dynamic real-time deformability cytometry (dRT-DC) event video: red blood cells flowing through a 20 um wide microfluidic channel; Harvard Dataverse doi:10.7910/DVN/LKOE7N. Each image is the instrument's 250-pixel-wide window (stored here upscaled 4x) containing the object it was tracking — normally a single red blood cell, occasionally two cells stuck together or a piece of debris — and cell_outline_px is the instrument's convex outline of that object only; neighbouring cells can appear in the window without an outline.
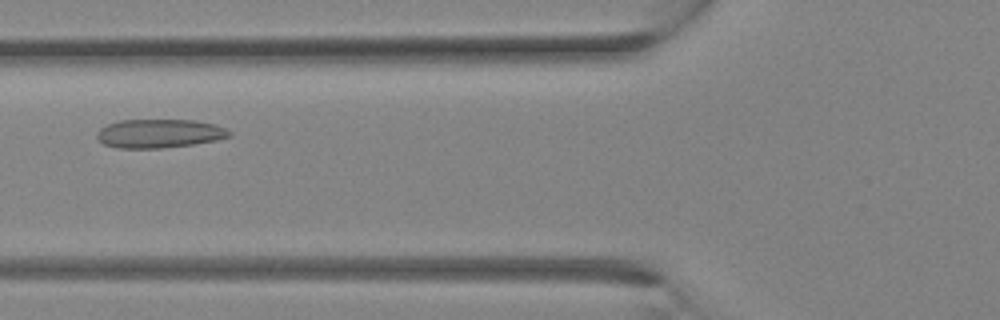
{"species": "Egyptian fruit bat (a non-hibernating species)", "species_latin": "Rousettus aegyptiacus", "temperature_condition": "room temperature", "stored_images_in_passage": 26, "camera_frame_rate_fps": 3000, "um_per_image_px": 0.085, "animal": {"sex": "female"}, "frame": {"image": 1, "passage_image": 6, "time_ms": 1.667, "image_size_px": [1000, 320], "cell_outline_px": [[232, 136], [216, 140], [192, 144], [160, 148], [116, 148], [104, 144], [96, 136], [96, 132], [100, 128], [108, 124], [120, 120], [196, 120], [216, 124], [232, 132]], "centroid_in_image_um": [13.55, 11.34], "position_along_channel_um": 112.3, "area_um2": 22.2}}
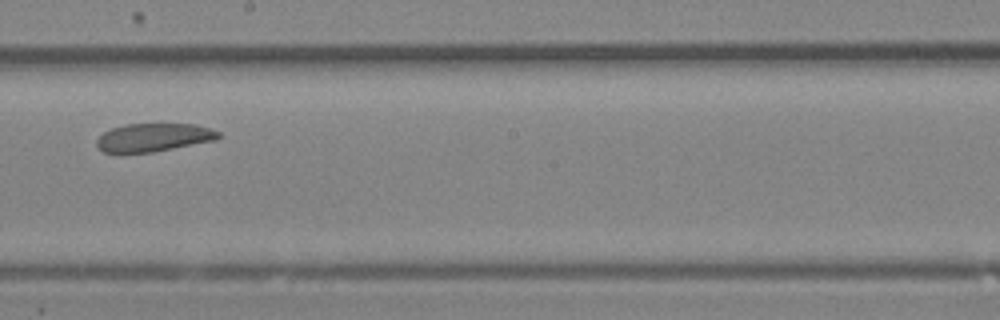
{"frame": {"image": 2, "passage_image": 12, "time_ms": 3.667, "image_size_px": [1000, 320], "cell_outline_px": [[220, 136], [216, 140], [152, 152], [104, 152], [96, 144], [96, 140], [104, 132], [112, 128], [124, 124], [192, 124], [208, 128], [220, 132]], "centroid_in_image_um": [13.06, 11.67], "position_along_channel_um": 235.1, "area_um2": 19.71}}
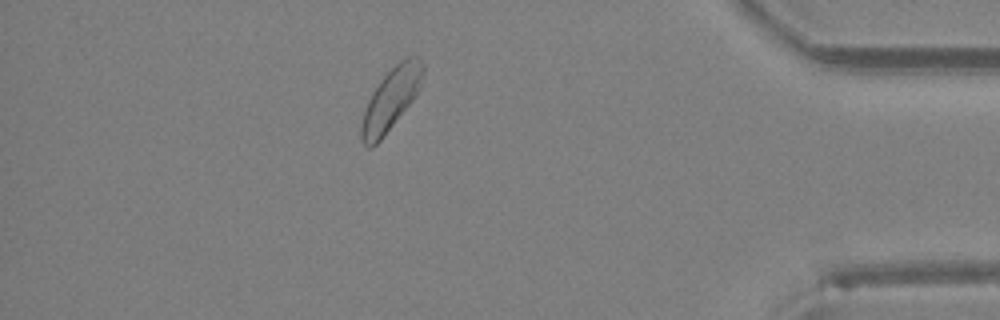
{"frame": {"image": 3, "passage_image": 22, "time_ms": 7.0, "image_size_px": [1000, 320], "cell_outline_px": [[424, 72], [416, 96], [380, 140], [372, 148], [368, 148], [360, 140], [360, 124], [368, 100], [372, 92], [380, 80], [404, 56], [416, 56], [424, 64]], "centroid_in_image_um": [33.21, 8.43], "position_along_channel_um": 402.0, "area_um2": 22.14}}